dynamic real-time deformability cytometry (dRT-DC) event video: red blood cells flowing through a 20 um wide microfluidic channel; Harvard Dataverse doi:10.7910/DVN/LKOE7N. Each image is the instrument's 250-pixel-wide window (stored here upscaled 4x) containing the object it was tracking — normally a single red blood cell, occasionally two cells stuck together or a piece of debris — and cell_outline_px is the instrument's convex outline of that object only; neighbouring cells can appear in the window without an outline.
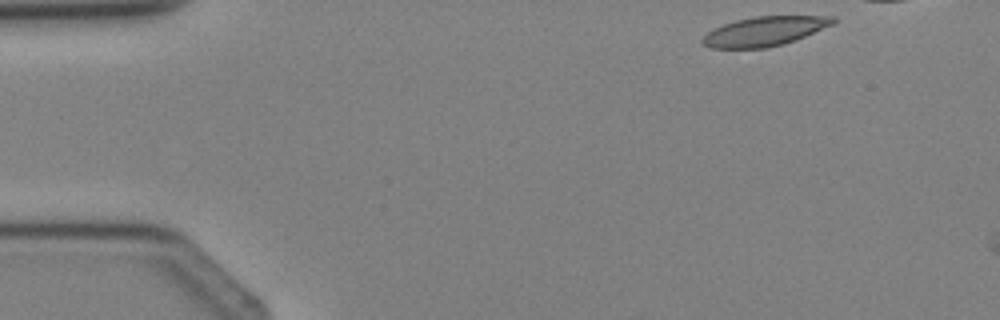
{"species": "Egyptian fruit bat (a non-hibernating species)", "species_latin": "Rousettus aegyptiacus", "temperature_condition": "cold", "stored_images_in_passage": 2, "camera_frame_rate_fps": 3000, "um_per_image_px": 0.085, "animal": {"sex": "female"}, "frame": {"image": 1, "passage_image": 1, "time_ms": 0.0, "image_size_px": [1000, 320], "cell_outline_px": [[836, 20], [832, 24], [796, 40], [784, 44], [768, 48], [712, 48], [704, 44], [700, 40], [708, 32], [724, 24], [736, 20], [756, 16], [836, 16]], "centroid_in_image_um": [65.0, 2.66], "position_along_channel_um": 20.0, "area_um2": 22.14}}